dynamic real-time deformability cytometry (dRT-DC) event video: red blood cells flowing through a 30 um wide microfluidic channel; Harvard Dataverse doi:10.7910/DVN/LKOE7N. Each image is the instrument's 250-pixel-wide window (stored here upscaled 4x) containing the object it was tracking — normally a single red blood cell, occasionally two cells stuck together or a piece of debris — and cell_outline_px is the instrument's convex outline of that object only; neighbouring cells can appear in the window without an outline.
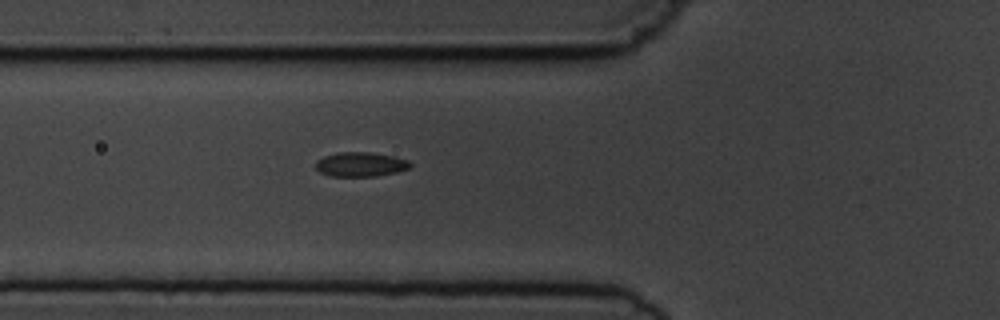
{"species": "common noctule bat (a hibernating species)", "species_latin": "Nyctalus noctula", "temperature_condition": "cold", "stored_images_in_passage": 4, "camera_frame_rate_fps": 3000, "um_per_image_px": 0.085, "animal": {"sex": "male", "body_mass_g": 19.5, "forearm_length_mm": 54.6}, "frame": {"image": 1, "passage_image": 4, "time_ms": 3.333, "image_size_px": [1000, 320], "cell_outline_px": [[412, 164], [408, 168], [396, 172], [376, 176], [328, 176], [320, 172], [316, 168], [316, 160], [324, 156], [340, 152], [368, 152], [396, 156], [408, 160]], "centroid_in_image_um": [30.64, 13.97], "position_along_channel_um": 95.2, "area_um2": 13.47}}